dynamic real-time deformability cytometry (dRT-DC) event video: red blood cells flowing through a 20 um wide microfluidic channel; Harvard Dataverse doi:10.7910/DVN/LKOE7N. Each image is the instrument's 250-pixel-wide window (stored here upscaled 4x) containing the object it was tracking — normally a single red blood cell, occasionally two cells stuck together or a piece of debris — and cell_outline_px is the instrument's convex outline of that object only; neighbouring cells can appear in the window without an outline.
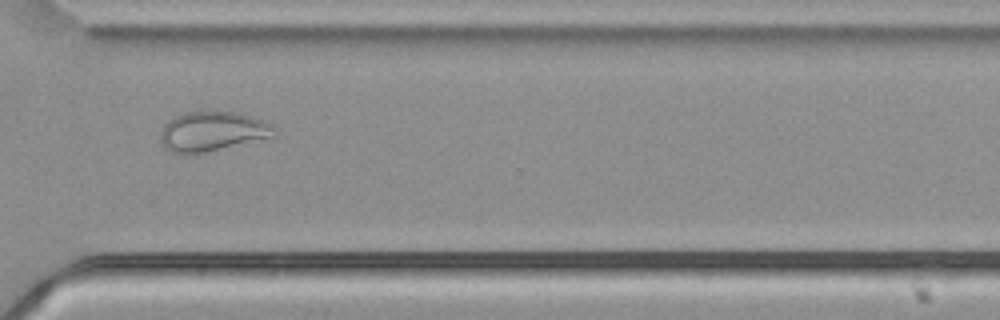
{"species": "common noctule bat (a hibernating species)", "species_latin": "Nyctalus noctula", "temperature_condition": "cold", "stored_images_in_passage": 50, "camera_frame_rate_fps": 3000, "um_per_image_px": 0.085, "animal": {"sex": "male", "body_mass_g": 21.5, "forearm_length_mm": 52.0}, "frame": {"image": 1, "passage_image": 36, "time_ms": 11.667, "image_size_px": [1000, 320], "cell_outline_px": [[276, 136], [188, 156], [172, 152], [164, 148], [160, 140], [160, 132], [164, 124], [172, 116], [184, 112], [200, 108], [236, 112], [252, 116], [264, 120], [272, 128]], "centroid_in_image_um": [17.96, 11.14], "position_along_channel_um": 352.6, "area_um2": 27.22}}